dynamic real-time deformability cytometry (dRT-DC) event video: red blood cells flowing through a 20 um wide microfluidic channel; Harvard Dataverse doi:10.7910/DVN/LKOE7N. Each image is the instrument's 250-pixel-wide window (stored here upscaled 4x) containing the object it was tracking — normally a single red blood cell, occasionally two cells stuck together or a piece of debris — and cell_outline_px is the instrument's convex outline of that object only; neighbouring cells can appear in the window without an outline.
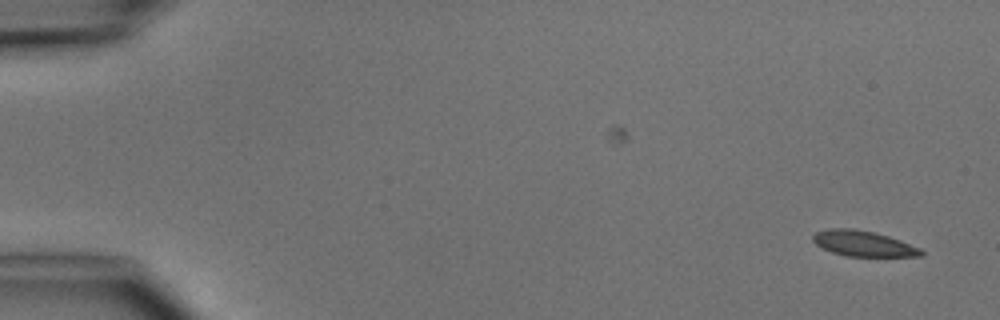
{"species": "common noctule bat (a hibernating species)", "species_latin": "Nyctalus noctula", "temperature_condition": "cold", "stored_images_in_passage": 2, "camera_frame_rate_fps": 3000, "um_per_image_px": 0.085, "animal": {"sex": "male", "body_mass_g": 15.6}, "frame": {"image": 1, "passage_image": 2, "time_ms": 1.333, "image_size_px": [1000, 320], "cell_outline_px": [[924, 256], [848, 256], [832, 252], [820, 248], [812, 240], [812, 236], [816, 232], [828, 228], [856, 228], [888, 236], [900, 240], [920, 248], [924, 252]], "centroid_in_image_um": [73.35, 20.69], "position_along_channel_um": 11.6, "area_um2": 16.13}}